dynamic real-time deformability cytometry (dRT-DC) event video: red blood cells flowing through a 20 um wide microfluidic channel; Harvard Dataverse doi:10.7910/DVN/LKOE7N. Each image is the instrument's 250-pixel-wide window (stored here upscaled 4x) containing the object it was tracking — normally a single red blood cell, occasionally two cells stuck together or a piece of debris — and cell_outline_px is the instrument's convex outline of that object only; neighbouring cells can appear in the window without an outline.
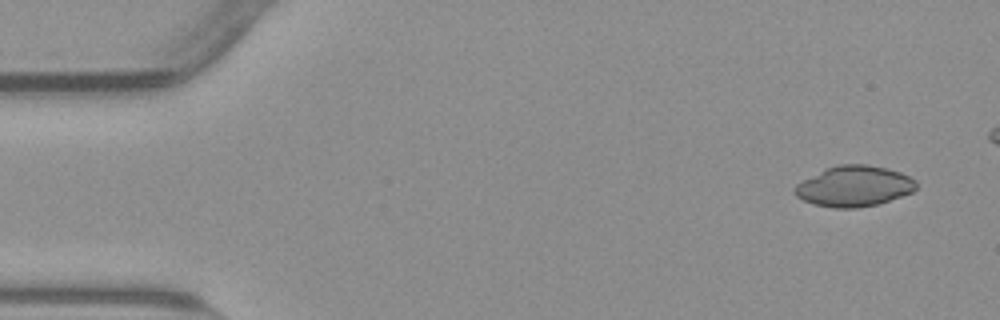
{"species": "common noctule bat (a hibernating species)", "species_latin": "Nyctalus noctula", "temperature_condition": "warm", "stored_images_in_passage": 10, "camera_frame_rate_fps": 3000, "um_per_image_px": 0.085, "animal": {"sex": "male", "body_mass_g": 23.1, "forearm_length_mm": 52.7}, "frame": {"image": 1, "passage_image": 1, "time_ms": 0.0, "image_size_px": [1000, 320], "cell_outline_px": [[916, 188], [912, 192], [876, 204], [856, 208], [836, 208], [812, 204], [796, 196], [792, 192], [792, 188], [796, 184], [828, 168], [840, 164], [868, 164], [900, 172], [916, 180]], "centroid_in_image_um": [72.57, 15.83], "position_along_channel_um": 12.4, "area_um2": 28.44}}